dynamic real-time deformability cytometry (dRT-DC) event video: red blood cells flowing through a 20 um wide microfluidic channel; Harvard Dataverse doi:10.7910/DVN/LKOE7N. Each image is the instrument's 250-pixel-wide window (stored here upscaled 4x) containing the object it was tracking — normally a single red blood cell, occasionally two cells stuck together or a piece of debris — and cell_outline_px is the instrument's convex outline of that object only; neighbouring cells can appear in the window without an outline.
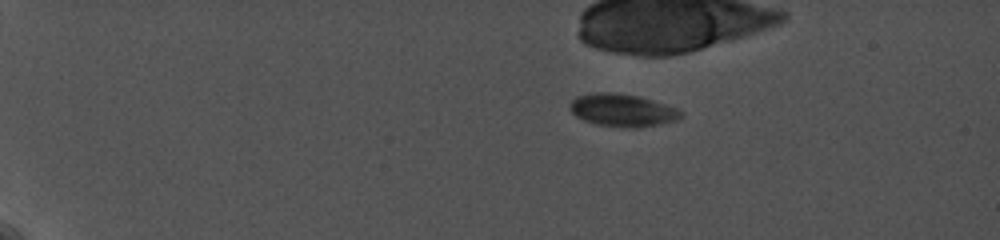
{"species": "common noctule bat (a hibernating species)", "species_latin": "Nyctalus noctula", "temperature_condition": "cold", "stored_images_in_passage": 7, "camera_frame_rate_fps": 5000, "um_per_image_px": 0.085, "animal": {"sex": "female", "body_mass_g": 19.0, "forearm_length_mm": 56.7}, "frame": {"image": 1, "passage_image": 1, "time_ms": 0.0, "image_size_px": [1000, 240], "cell_outline_px": [[684, 112], [676, 120], [660, 124], [636, 128], [632, 128], [596, 124], [584, 120], [576, 116], [572, 112], [568, 104], [576, 96], [596, 92], [608, 92], [636, 96], [652, 100], [676, 108]], "centroid_in_image_um": [52.88, 9.37], "position_along_channel_um": 32.1, "area_um2": 20.87}}